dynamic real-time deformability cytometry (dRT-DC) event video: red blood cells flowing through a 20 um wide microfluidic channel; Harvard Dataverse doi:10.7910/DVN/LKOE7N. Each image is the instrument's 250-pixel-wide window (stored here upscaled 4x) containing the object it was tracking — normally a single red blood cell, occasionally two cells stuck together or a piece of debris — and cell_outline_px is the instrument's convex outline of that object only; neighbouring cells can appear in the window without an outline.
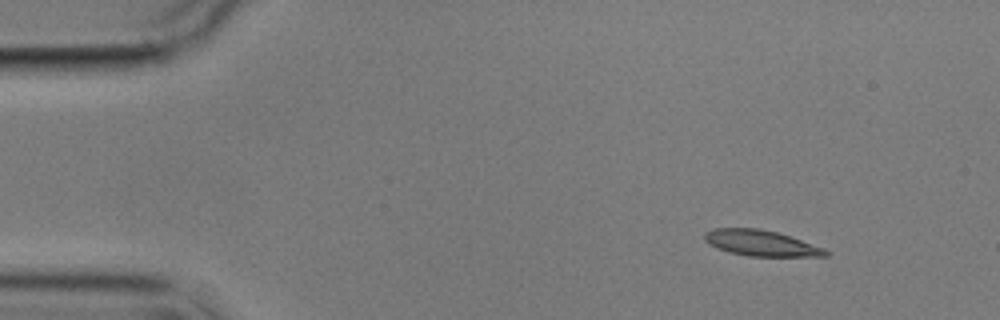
{"species": "common noctule bat (a hibernating species)", "species_latin": "Nyctalus noctula", "temperature_condition": "cold", "stored_images_in_passage": 6, "camera_frame_rate_fps": 3000, "um_per_image_px": 0.085, "animal": {"sex": "male", "body_mass_g": 17.9}, "frame": {"image": 1, "passage_image": 1, "time_ms": 0.0, "image_size_px": [1000, 320], "cell_outline_px": [[828, 256], [748, 256], [728, 252], [716, 248], [708, 244], [704, 240], [704, 232], [716, 228], [760, 228], [776, 232], [824, 248], [828, 252]], "centroid_in_image_um": [64.62, 20.66], "position_along_channel_um": 20.4, "area_um2": 18.09}}
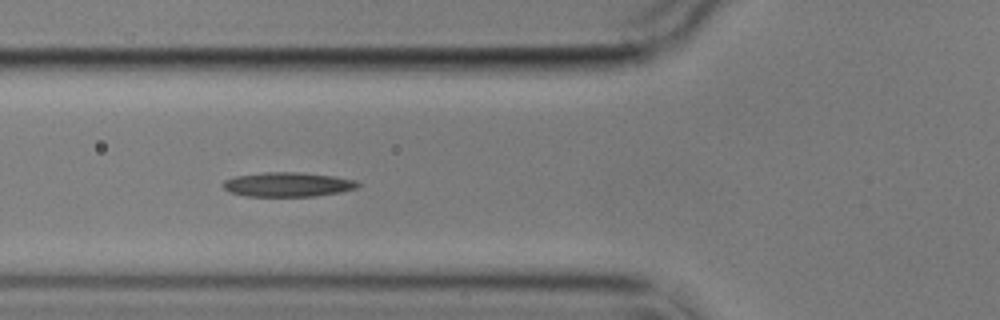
{"frame": {"image": 2, "passage_image": 5, "time_ms": 4.667, "image_size_px": [1000, 320], "cell_outline_px": [[360, 184], [356, 188], [340, 192], [316, 196], [248, 196], [228, 192], [224, 188], [224, 180], [236, 176], [264, 172], [300, 172], [332, 176], [356, 180]], "centroid_in_image_um": [24.46, 15.68], "position_along_channel_um": 101.3, "area_um2": 19.07}}
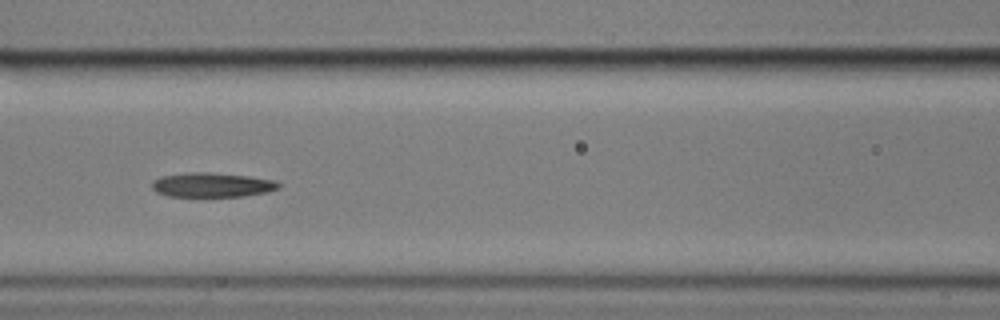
{"frame": {"image": 3, "passage_image": 6, "time_ms": 6.0, "image_size_px": [1000, 320], "cell_outline_px": [[280, 188], [268, 192], [244, 196], [168, 196], [156, 192], [152, 188], [152, 180], [160, 176], [188, 172], [212, 172], [248, 176], [276, 180], [280, 184]], "centroid_in_image_um": [18.03, 15.71], "position_along_channel_um": 148.6, "area_um2": 18.21}}